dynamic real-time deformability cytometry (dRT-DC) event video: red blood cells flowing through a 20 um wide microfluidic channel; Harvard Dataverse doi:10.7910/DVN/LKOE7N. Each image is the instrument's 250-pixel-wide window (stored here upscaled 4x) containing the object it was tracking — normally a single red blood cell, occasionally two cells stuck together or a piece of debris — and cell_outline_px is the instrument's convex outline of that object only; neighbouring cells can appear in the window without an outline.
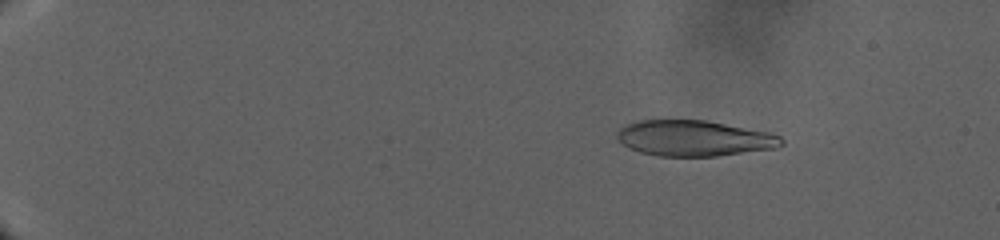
{"species": "human", "species_latin": "Homo sapiens", "temperature_condition": "warm", "stored_images_in_passage": 102, "camera_frame_rate_fps": 3000, "um_per_image_px": 0.085, "donor": {"sex": "male"}, "frame": {"image": 1, "passage_image": 19, "time_ms": 7.0, "image_size_px": [1000, 240], "cell_outline_px": [[784, 144], [776, 148], [716, 156], [660, 156], [640, 152], [628, 148], [616, 136], [616, 132], [620, 128], [628, 124], [640, 120], [704, 120], [768, 132], [780, 136], [784, 140]], "centroid_in_image_um": [59.01, 11.75], "position_along_channel_um": 26.0, "area_um2": 34.04}}
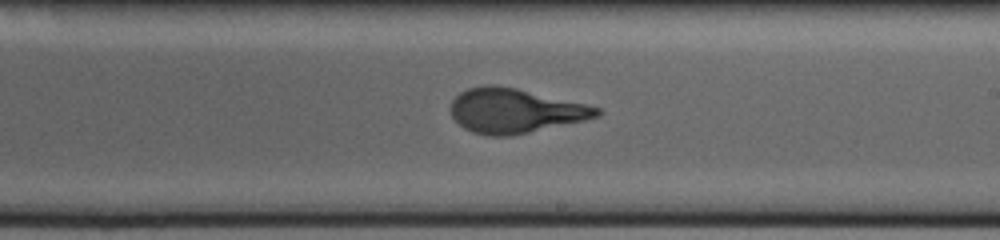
{"frame": {"image": 2, "passage_image": 65, "time_ms": 27.667, "image_size_px": [1000, 240], "cell_outline_px": [[604, 112], [600, 116], [584, 120], [512, 136], [488, 136], [472, 132], [464, 128], [452, 116], [452, 100], [460, 92], [468, 88], [488, 84], [496, 84], [516, 88], [584, 104], [600, 108]], "centroid_in_image_um": [43.76, 9.42], "position_along_channel_um": 245.2, "area_um2": 37.63}}
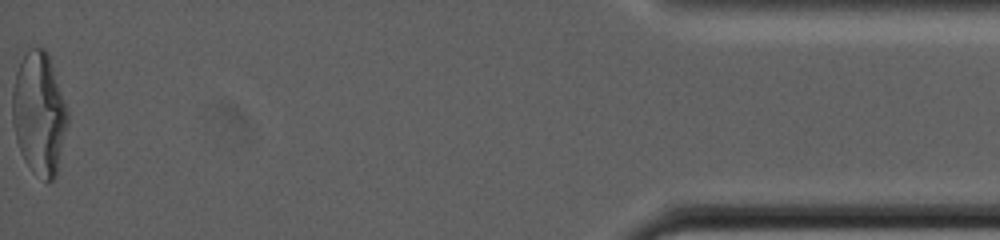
{"frame": {"image": 3, "passage_image": 102, "time_ms": 42.333, "image_size_px": [1000, 240], "cell_outline_px": [[68, 124], [56, 176], [52, 180], [44, 180], [32, 172], [24, 160], [20, 152], [16, 140], [12, 124], [12, 88], [16, 72], [28, 48], [44, 48], [48, 52], [68, 112]], "centroid_in_image_um": [3.32, 9.67], "position_along_channel_um": 431.9, "area_um2": 39.59}}